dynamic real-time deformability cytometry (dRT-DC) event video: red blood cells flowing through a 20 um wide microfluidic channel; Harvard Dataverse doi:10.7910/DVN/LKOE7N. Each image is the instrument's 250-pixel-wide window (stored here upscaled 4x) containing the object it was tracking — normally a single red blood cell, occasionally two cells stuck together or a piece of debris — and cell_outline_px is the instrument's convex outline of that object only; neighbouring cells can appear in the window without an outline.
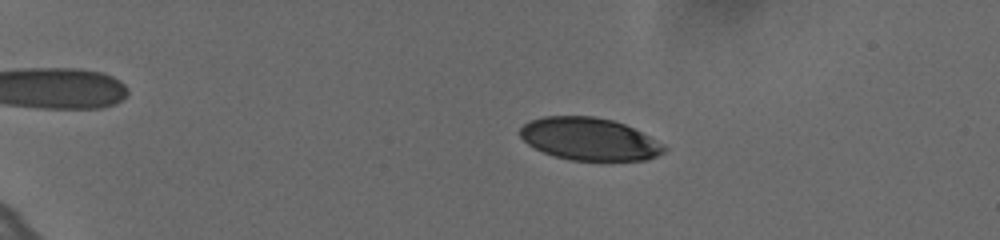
{"species": "human", "species_latin": "Homo sapiens", "temperature_condition": "cold", "stored_images_in_passage": 58, "camera_frame_rate_fps": 3000, "um_per_image_px": 0.085, "donor": {"sex": "female"}, "frame": {"image": 1, "passage_image": 12, "time_ms": 3.667, "image_size_px": [1000, 240], "cell_outline_px": [[668, 148], [664, 152], [656, 156], [644, 160], [572, 160], [552, 156], [528, 144], [520, 136], [520, 128], [524, 124], [532, 120], [544, 116], [596, 116], [612, 120], [624, 124], [664, 144]], "centroid_in_image_um": [50.09, 11.81], "position_along_channel_um": 34.9, "area_um2": 35.43}}
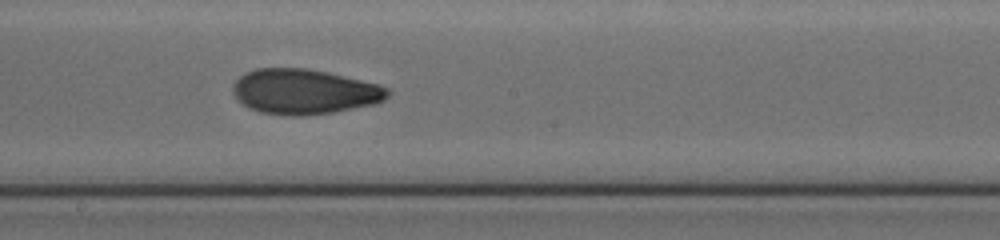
{"frame": {"image": 2, "passage_image": 35, "time_ms": 11.333, "image_size_px": [1000, 240], "cell_outline_px": [[392, 92], [384, 100], [376, 104], [332, 112], [304, 116], [288, 116], [260, 112], [248, 108], [236, 100], [232, 92], [232, 84], [244, 72], [256, 68], [308, 68], [380, 84], [388, 88]], "centroid_in_image_um": [25.84, 7.79], "position_along_channel_um": 222.4, "area_um2": 41.15}}
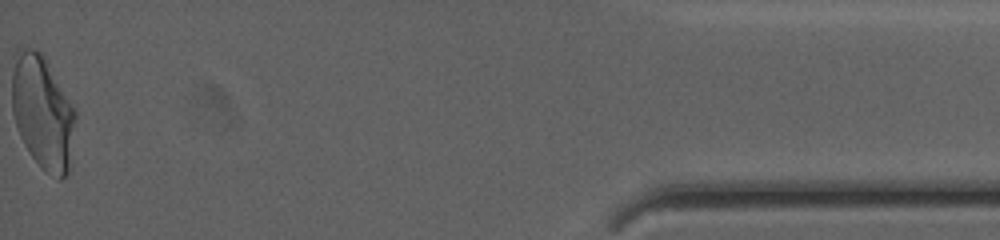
{"frame": {"image": 3, "passage_image": 58, "time_ms": 19.0, "image_size_px": [1000, 240], "cell_outline_px": [[76, 116], [68, 172], [60, 180], [44, 172], [28, 152], [16, 128], [12, 112], [12, 72], [16, 48], [32, 48], [40, 52], [44, 56], [76, 108]], "centroid_in_image_um": [3.61, 9.54], "position_along_channel_um": 431.6, "area_um2": 42.48}, "authors_computed_cell_mechanics": {"area_um2": 39.2462, "velocity_mm_per_s": 3.6421, "shape_relaxation_time_tau1_ms": 7.0156, "shape_relaxation_time_tau2_ms": 2.2099, "deformation_change_tau1": 0.174, "deformation_change_tau2": 0.0814}}